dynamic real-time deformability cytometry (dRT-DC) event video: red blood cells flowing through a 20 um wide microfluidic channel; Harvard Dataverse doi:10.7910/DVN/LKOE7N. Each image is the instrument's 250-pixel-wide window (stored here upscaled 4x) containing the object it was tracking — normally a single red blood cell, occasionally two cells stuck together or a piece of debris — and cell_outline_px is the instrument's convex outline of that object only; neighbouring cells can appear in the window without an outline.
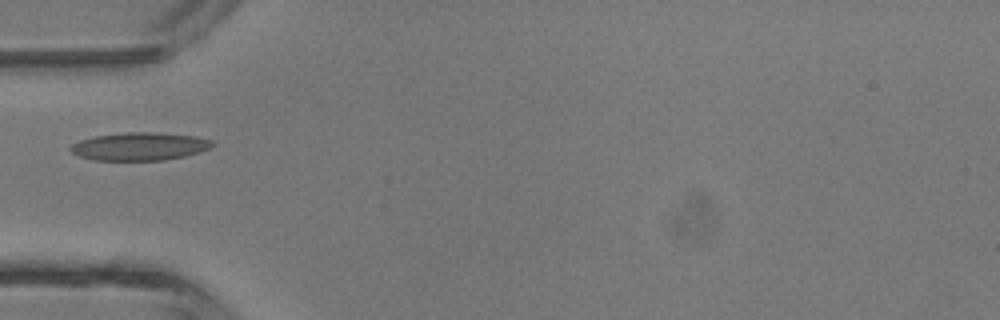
{"species": "common noctule bat (a hibernating species)", "species_latin": "Nyctalus noctula", "temperature_condition": "room temperature", "stored_images_in_passage": 4, "camera_frame_rate_fps": 3000, "um_per_image_px": 0.085, "animal": {"sex": "male", "body_mass_g": 13.3}, "frame": {"image": 1, "passage_image": 4, "time_ms": 4.333, "image_size_px": [1000, 320], "cell_outline_px": [[216, 144], [212, 148], [200, 152], [184, 156], [164, 160], [92, 160], [80, 156], [72, 152], [68, 148], [72, 144], [80, 140], [96, 136], [128, 132], [152, 132], [196, 136], [212, 140]], "centroid_in_image_um": [11.91, 12.44], "position_along_channel_um": 73.1, "area_um2": 23.12}}